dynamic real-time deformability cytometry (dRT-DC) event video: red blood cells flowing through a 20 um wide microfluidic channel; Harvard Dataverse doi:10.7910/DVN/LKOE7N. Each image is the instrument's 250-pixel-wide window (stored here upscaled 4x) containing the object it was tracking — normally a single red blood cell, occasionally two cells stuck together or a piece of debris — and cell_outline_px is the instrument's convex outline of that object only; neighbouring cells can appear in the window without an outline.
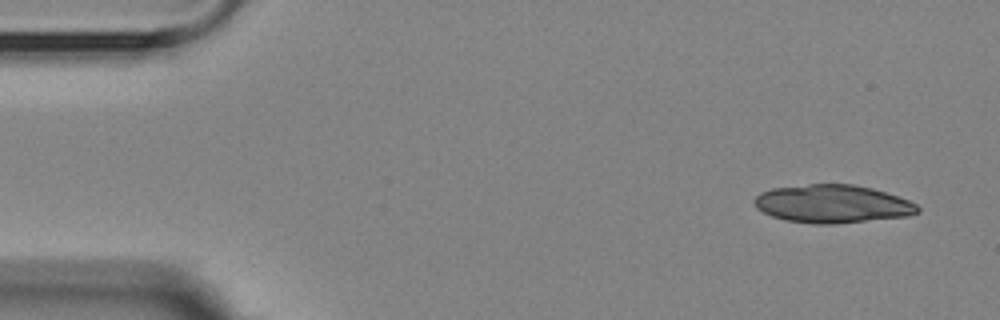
{"species": "Egyptian fruit bat (a non-hibernating species)", "species_latin": "Rousettus aegyptiacus", "temperature_condition": "room temperature", "stored_images_in_passage": 8, "camera_frame_rate_fps": 3000, "um_per_image_px": 0.085, "animal": {"sex": "female"}, "frame": {"image": 1, "passage_image": 1, "time_ms": 0.0, "image_size_px": [1000, 320], "cell_outline_px": [[920, 212], [908, 216], [832, 224], [816, 224], [784, 220], [772, 216], [756, 208], [752, 200], [760, 192], [772, 188], [808, 184], [852, 184], [872, 188], [908, 200], [916, 204], [920, 208]], "centroid_in_image_um": [70.73, 17.33], "position_along_channel_um": 14.3, "area_um2": 36.24}}
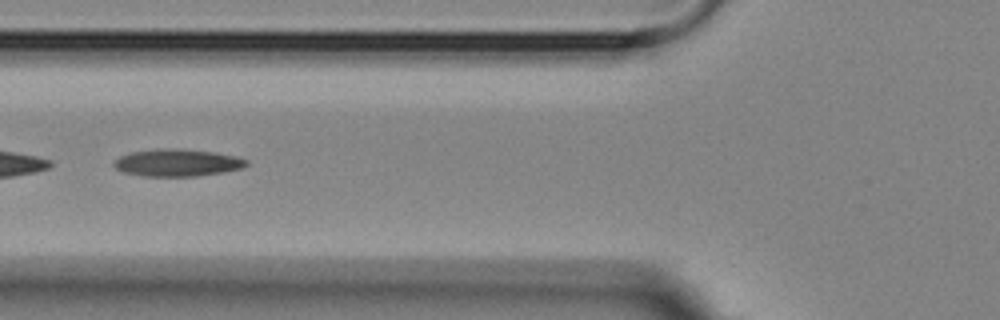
{"frame": {"image": 2, "passage_image": 6, "time_ms": 5.667, "image_size_px": [1000, 320], "cell_outline_px": [[248, 164], [244, 168], [224, 172], [196, 176], [144, 176], [124, 172], [116, 168], [112, 164], [120, 156], [128, 152], [160, 148], [180, 148], [216, 152], [236, 156], [248, 160]], "centroid_in_image_um": [15.1, 13.82], "position_along_channel_um": 110.7, "area_um2": 21.27}}
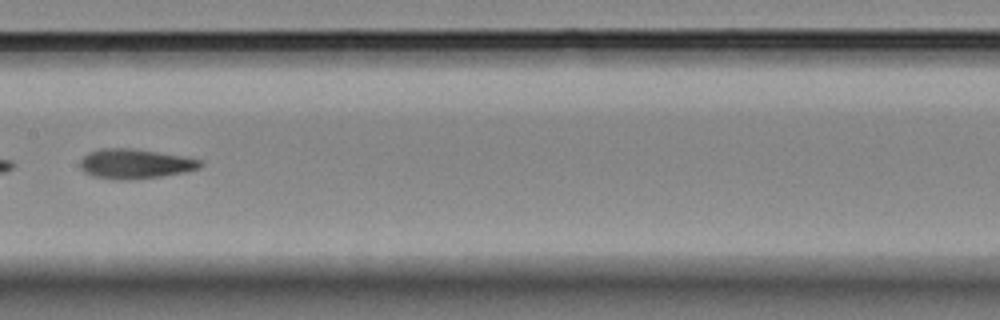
{"frame": {"image": 3, "passage_image": 8, "time_ms": 8.0, "image_size_px": [1000, 320], "cell_outline_px": [[204, 164], [196, 168], [184, 172], [160, 176], [128, 180], [116, 180], [92, 176], [84, 172], [80, 168], [80, 160], [88, 152], [104, 148], [128, 148], [156, 152], [180, 156], [200, 160]], "centroid_in_image_um": [11.4, 13.93], "position_along_channel_um": 196.0, "area_um2": 20.52}}